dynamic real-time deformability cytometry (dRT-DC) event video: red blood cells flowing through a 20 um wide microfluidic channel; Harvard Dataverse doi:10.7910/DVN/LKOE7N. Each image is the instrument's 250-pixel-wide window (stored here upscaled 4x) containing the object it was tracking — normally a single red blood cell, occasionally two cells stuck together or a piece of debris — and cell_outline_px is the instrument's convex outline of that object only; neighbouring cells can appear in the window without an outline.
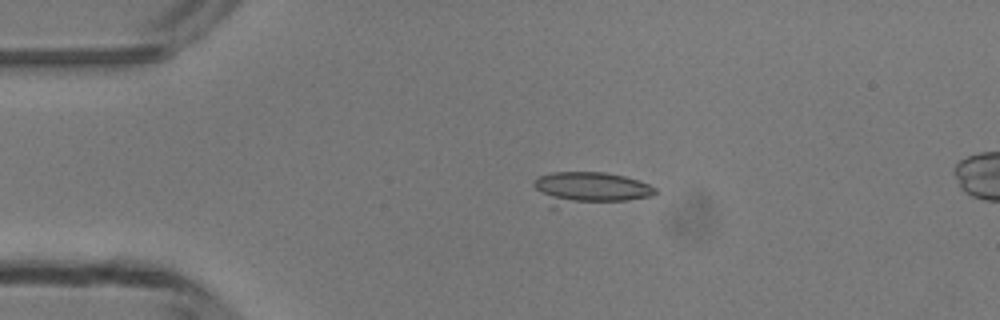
{"species": "common noctule bat (a hibernating species)", "species_latin": "Nyctalus noctula", "temperature_condition": "room temperature", "stored_images_in_passage": 3, "camera_frame_rate_fps": 3000, "um_per_image_px": 0.085, "animal": {"sex": "male", "body_mass_g": 13.3}, "frame": {"image": 1, "passage_image": 1, "time_ms": 0.0, "image_size_px": [1000, 320], "cell_outline_px": [[656, 192], [652, 196], [628, 200], [556, 208], [548, 208], [532, 184], [532, 180], [540, 176], [552, 172], [604, 172], [624, 176], [648, 184], [656, 188]], "centroid_in_image_um": [50.01, 16.04], "position_along_channel_um": 35.0, "area_um2": 23.64}}